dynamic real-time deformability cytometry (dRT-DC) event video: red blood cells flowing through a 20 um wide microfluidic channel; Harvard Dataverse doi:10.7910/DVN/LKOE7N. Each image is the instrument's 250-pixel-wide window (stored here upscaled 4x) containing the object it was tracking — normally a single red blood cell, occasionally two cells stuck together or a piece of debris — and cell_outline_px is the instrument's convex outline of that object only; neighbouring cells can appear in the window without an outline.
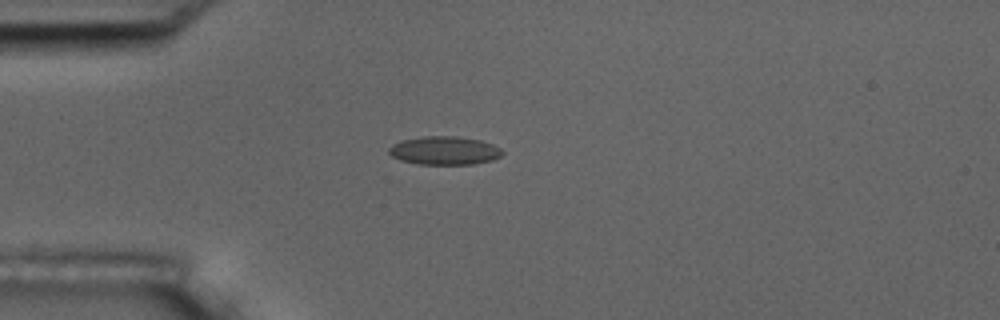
{"species": "common noctule bat (a hibernating species)", "species_latin": "Nyctalus noctula", "temperature_condition": "room temperature", "stored_images_in_passage": 1, "camera_frame_rate_fps": 3000, "um_per_image_px": 0.085, "animal": {"sex": "male", "body_mass_g": 17.5, "forearm_length_mm": 52.3}, "frame": {"image": 1, "passage_image": 1, "time_ms": 0.0, "image_size_px": [1000, 320], "cell_outline_px": [[504, 152], [500, 156], [492, 160], [472, 164], [416, 164], [400, 160], [392, 156], [388, 152], [388, 148], [392, 144], [400, 140], [424, 136], [456, 136], [480, 140], [492, 144], [500, 148]], "centroid_in_image_um": [37.74, 12.79], "position_along_channel_um": 47.3, "area_um2": 18.84}}